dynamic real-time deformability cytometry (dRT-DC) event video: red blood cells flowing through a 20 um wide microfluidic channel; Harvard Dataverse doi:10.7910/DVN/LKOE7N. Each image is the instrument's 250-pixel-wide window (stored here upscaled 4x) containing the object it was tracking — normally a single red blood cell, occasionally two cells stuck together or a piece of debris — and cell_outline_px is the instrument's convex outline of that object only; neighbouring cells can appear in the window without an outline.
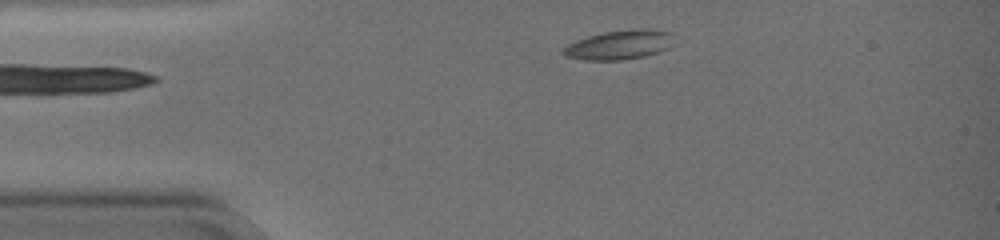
{"species": "common noctule bat (a hibernating species)", "species_latin": "Nyctalus noctula", "temperature_condition": "warm", "stored_images_in_passage": 40, "segment_of_instrument_passage": [1, 2], "camera_frame_rate_fps": 3000, "um_per_image_px": 0.085, "animal": {"sex": "female", "body_mass_g": 19.0, "forearm_length_mm": 51.5}, "frame": {"image": 1, "passage_image": 1, "time_ms": 0.0, "image_size_px": [1000, 240], "cell_outline_px": [[672, 32], [668, 48], [644, 56], [620, 60], [584, 60], [564, 56], [564, 48], [568, 44], [576, 40], [588, 36], [604, 32]], "centroid_in_image_um": [52.5, 3.88], "position_along_channel_um": 32.5, "area_um2": 17.51}}
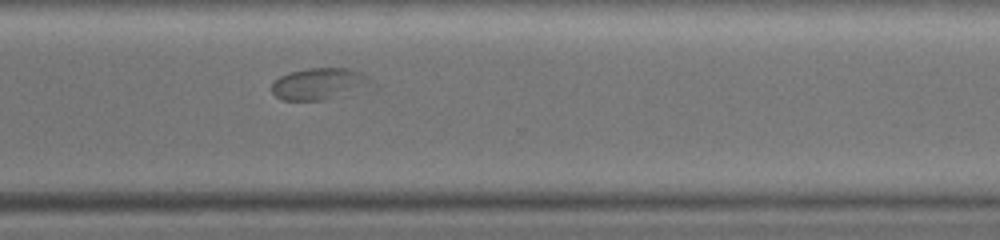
{"frame": {"image": 2, "passage_image": 31, "time_ms": 10.0, "image_size_px": [1000, 240], "cell_outline_px": [[368, 76], [320, 100], [280, 100], [272, 92], [272, 84], [280, 76], [288, 72], [308, 68], [348, 68], [360, 72]], "centroid_in_image_um": [26.7, 7.07], "position_along_channel_um": 343.9, "area_um2": 15.95}}
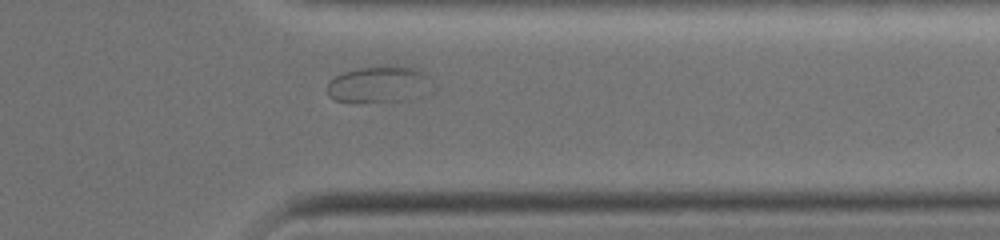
{"frame": {"image": 3, "passage_image": 34, "time_ms": 11.0, "image_size_px": [1000, 240], "cell_outline_px": [[424, 80], [388, 100], [336, 100], [328, 96], [328, 80], [344, 72], [360, 68], [388, 64], [420, 68], [424, 72]], "centroid_in_image_um": [31.8, 7.02], "position_along_channel_um": 379.6, "area_um2": 19.13}}